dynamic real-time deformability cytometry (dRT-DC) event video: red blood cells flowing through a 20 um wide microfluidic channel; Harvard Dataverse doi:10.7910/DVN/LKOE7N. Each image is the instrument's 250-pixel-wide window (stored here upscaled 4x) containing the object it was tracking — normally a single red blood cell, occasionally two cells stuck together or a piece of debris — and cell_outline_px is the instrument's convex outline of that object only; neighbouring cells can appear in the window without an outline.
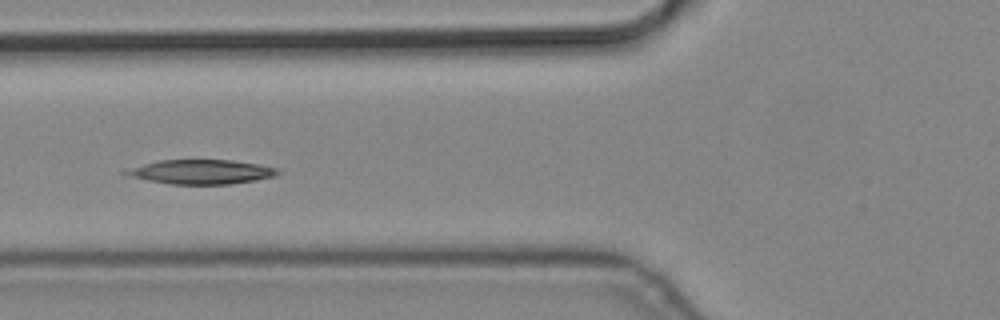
{"species": "common noctule bat (a hibernating species)", "species_latin": "Nyctalus noctula", "temperature_condition": "cold", "stored_images_in_passage": 6, "camera_frame_rate_fps": 3000, "um_per_image_px": 0.085, "animal": {"sex": "male", "body_mass_g": 19.2, "forearm_length_mm": 51.8}, "frame": {"image": 1, "passage_image": 4, "time_ms": 1.0, "image_size_px": [1000, 320], "cell_outline_px": [[280, 172], [276, 176], [256, 180], [228, 184], [172, 184], [148, 180], [132, 176], [120, 172], [124, 168], [160, 160], [232, 160], [280, 168]], "centroid_in_image_um": [17.09, 14.6], "position_along_channel_um": 108.7, "area_um2": 21.56}}
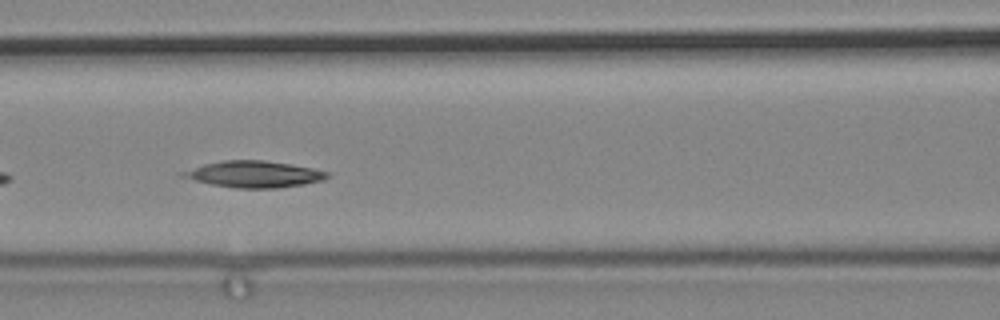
{"frame": {"image": 2, "passage_image": 5, "time_ms": 1.333, "image_size_px": [1000, 320], "cell_outline_px": [[332, 172], [324, 180], [304, 184], [276, 188], [236, 188], [212, 184], [180, 176], [180, 172], [204, 164], [224, 160], [264, 160], [292, 164]], "centroid_in_image_um": [21.64, 14.8], "position_along_channel_um": 145.0, "area_um2": 22.2}}
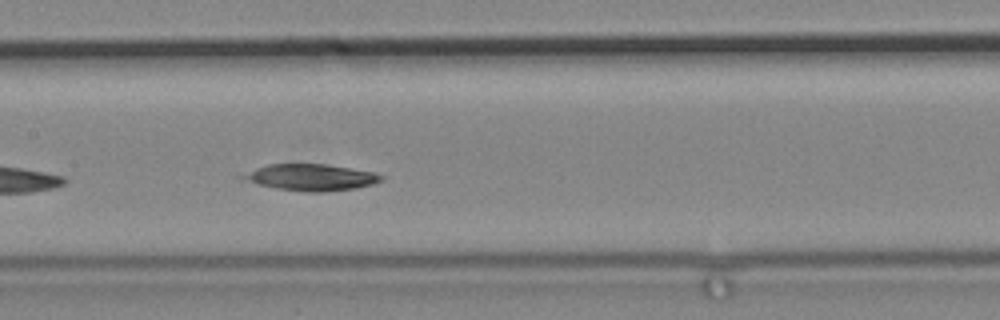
{"frame": {"image": 3, "passage_image": 6, "time_ms": 1.667, "image_size_px": [1000, 320], "cell_outline_px": [[384, 180], [372, 184], [356, 188], [324, 192], [308, 192], [276, 188], [260, 184], [236, 176], [256, 168], [268, 164], [324, 164], [372, 172], [384, 176]], "centroid_in_image_um": [26.43, 15.07], "position_along_channel_um": 181.0, "area_um2": 21.1}}